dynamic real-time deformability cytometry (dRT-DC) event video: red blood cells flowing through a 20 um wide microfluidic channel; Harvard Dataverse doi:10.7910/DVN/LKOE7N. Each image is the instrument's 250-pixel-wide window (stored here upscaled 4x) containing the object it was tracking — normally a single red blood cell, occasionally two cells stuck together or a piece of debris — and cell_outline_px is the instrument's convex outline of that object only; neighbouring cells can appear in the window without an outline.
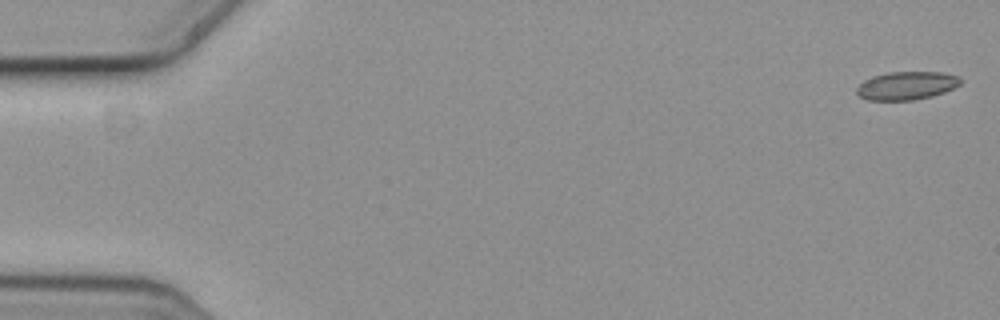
{"species": "common noctule bat (a hibernating species)", "species_latin": "Nyctalus noctula", "temperature_condition": "cold", "stored_images_in_passage": 3, "camera_frame_rate_fps": 3000, "um_per_image_px": 0.085, "animal": {"sex": "female", "body_mass_g": 19.3, "forearm_length_mm": 54.1}, "frame": {"image": 1, "passage_image": 1, "time_ms": 0.0, "image_size_px": [1000, 320], "cell_outline_px": [[964, 80], [960, 84], [944, 92], [932, 96], [912, 100], [868, 100], [860, 96], [856, 92], [856, 88], [864, 80], [872, 76], [888, 72], [944, 72], [960, 76]], "centroid_in_image_um": [77.08, 7.26], "position_along_channel_um": 7.9, "area_um2": 17.17}}